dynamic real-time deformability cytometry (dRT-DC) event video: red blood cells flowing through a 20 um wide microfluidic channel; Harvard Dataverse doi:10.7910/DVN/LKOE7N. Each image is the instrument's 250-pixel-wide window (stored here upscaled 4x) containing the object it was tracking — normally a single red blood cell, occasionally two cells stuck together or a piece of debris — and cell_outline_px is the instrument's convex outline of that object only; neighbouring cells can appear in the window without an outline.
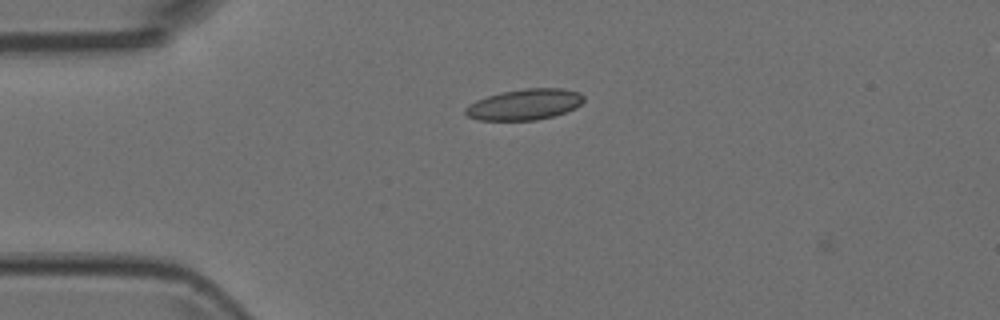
{"species": "Egyptian fruit bat (a non-hibernating species)", "species_latin": "Rousettus aegyptiacus", "temperature_condition": "room temperature", "stored_images_in_passage": 3, "camera_frame_rate_fps": 3000, "um_per_image_px": 0.085, "animal": {"sex": "female"}, "frame": {"image": 1, "passage_image": 2, "time_ms": 0.333, "image_size_px": [1000, 320], "cell_outline_px": [[584, 100], [576, 108], [552, 116], [536, 120], [480, 120], [468, 116], [464, 112], [464, 108], [476, 100], [500, 92], [524, 88], [560, 88], [580, 92], [584, 96]], "centroid_in_image_um": [44.59, 8.87], "position_along_channel_um": 40.4, "area_um2": 21.27}}